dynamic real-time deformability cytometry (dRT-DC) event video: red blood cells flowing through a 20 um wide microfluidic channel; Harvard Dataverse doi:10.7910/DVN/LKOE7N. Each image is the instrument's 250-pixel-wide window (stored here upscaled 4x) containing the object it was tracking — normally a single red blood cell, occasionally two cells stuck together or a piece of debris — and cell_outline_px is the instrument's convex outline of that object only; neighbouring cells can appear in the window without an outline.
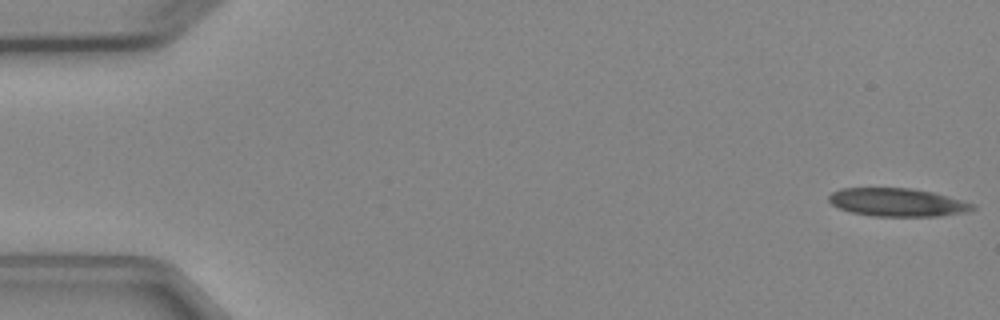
{"species": "Egyptian fruit bat (a non-hibernating species)", "species_latin": "Rousettus aegyptiacus", "temperature_condition": "cold", "stored_images_in_passage": 5, "camera_frame_rate_fps": 3000, "um_per_image_px": 0.085, "animal": {"sex": "female"}, "frame": {"image": 1, "passage_image": 1, "time_ms": 0.0, "image_size_px": [1000, 320], "cell_outline_px": [[976, 208], [972, 212], [940, 216], [872, 216], [852, 212], [840, 208], [832, 204], [828, 200], [828, 196], [832, 192], [840, 188], [912, 188], [932, 192], [948, 196], [976, 204]], "centroid_in_image_um": [76.34, 17.2], "position_along_channel_um": 8.7, "area_um2": 23.81}}